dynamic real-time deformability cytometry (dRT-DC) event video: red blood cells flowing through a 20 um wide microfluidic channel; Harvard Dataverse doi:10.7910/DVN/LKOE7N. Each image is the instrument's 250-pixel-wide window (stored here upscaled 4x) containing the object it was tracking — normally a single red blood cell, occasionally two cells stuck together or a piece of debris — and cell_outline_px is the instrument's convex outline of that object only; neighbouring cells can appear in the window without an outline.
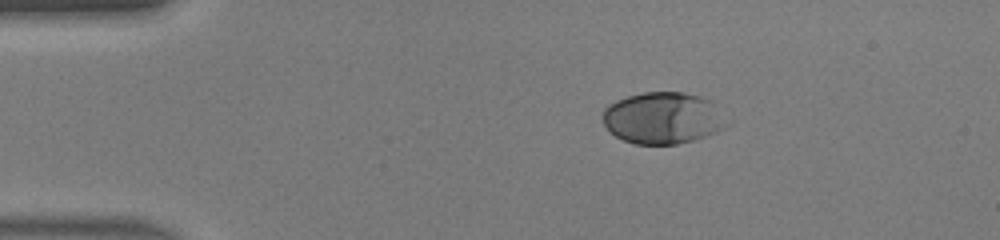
{"species": "human", "species_latin": "Homo sapiens", "temperature_condition": "warm", "stored_images_in_passage": 39, "camera_frame_rate_fps": 3000, "um_per_image_px": 0.085, "donor": {"sex": "male"}, "frame": {"image": 1, "passage_image": 1, "time_ms": 0.0, "image_size_px": [1000, 240], "cell_outline_px": [[732, 124], [708, 136], [696, 140], [676, 144], [636, 144], [624, 140], [616, 136], [604, 124], [604, 108], [608, 104], [616, 100], [628, 96], [644, 92], [684, 92], [700, 96], [708, 100], [732, 120]], "centroid_in_image_um": [56.42, 10.04], "position_along_channel_um": 28.6, "area_um2": 37.69}}
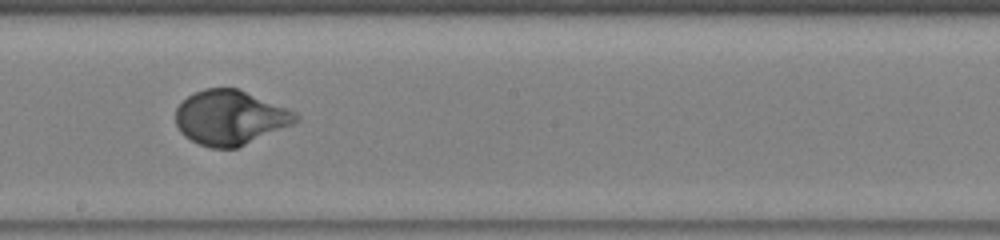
{"frame": {"image": 2, "passage_image": 19, "time_ms": 6.0, "image_size_px": [1000, 240], "cell_outline_px": [[300, 120], [292, 124], [236, 148], [212, 148], [200, 144], [184, 136], [180, 132], [176, 124], [176, 108], [188, 96], [204, 88], [236, 88], [288, 108], [296, 112], [300, 116]], "centroid_in_image_um": [19.56, 9.99], "position_along_channel_um": 228.6, "area_um2": 37.86}}
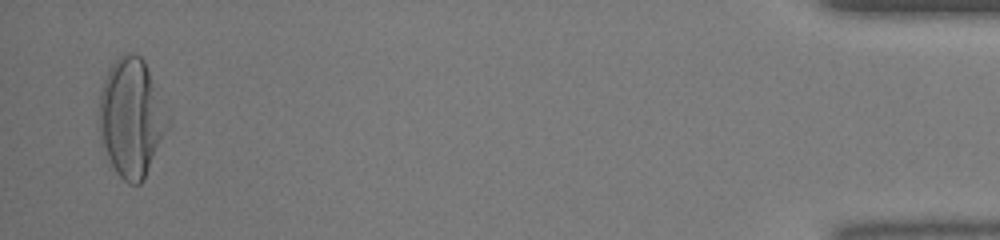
{"frame": {"image": 3, "passage_image": 38, "time_ms": 12.333, "image_size_px": [1000, 240], "cell_outline_px": [[168, 128], [144, 180], [140, 184], [128, 184], [116, 172], [100, 144], [100, 92], [104, 80], [112, 64], [124, 52], [132, 52], [140, 56], [144, 60], [168, 120]], "centroid_in_image_um": [11.14, 10.05], "position_along_channel_um": 424.1, "area_um2": 46.53}, "authors_computed_cell_mechanics": {"area_um2": 37.3388, "velocity_mm_per_s": 4.4134, "shape_relaxation_time_tau1_ms": 2.8316, "shape_relaxation_time_tau2_ms": null, "deformation_change_tau1": 0.2077, "deformation_change_tau2": null}}